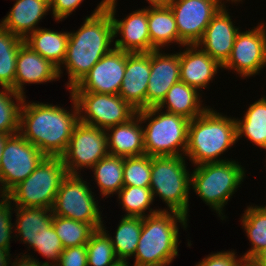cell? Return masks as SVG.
<instances>
[{
  "label": "cell",
  "instance_id": "1",
  "mask_svg": "<svg viewBox=\"0 0 266 266\" xmlns=\"http://www.w3.org/2000/svg\"><path fill=\"white\" fill-rule=\"evenodd\" d=\"M104 3L101 0L81 27L69 32L65 60L58 68L60 78L66 69L68 82L64 86L68 92L114 48L113 23Z\"/></svg>",
  "mask_w": 266,
  "mask_h": 266
},
{
  "label": "cell",
  "instance_id": "2",
  "mask_svg": "<svg viewBox=\"0 0 266 266\" xmlns=\"http://www.w3.org/2000/svg\"><path fill=\"white\" fill-rule=\"evenodd\" d=\"M70 94L71 108L60 104L23 100L20 110L19 133L45 156L61 157L79 122L77 104Z\"/></svg>",
  "mask_w": 266,
  "mask_h": 266
},
{
  "label": "cell",
  "instance_id": "3",
  "mask_svg": "<svg viewBox=\"0 0 266 266\" xmlns=\"http://www.w3.org/2000/svg\"><path fill=\"white\" fill-rule=\"evenodd\" d=\"M237 143L235 117L219 113L214 107L209 106L198 117L190 120L184 156L194 166L227 161L231 159L221 156Z\"/></svg>",
  "mask_w": 266,
  "mask_h": 266
},
{
  "label": "cell",
  "instance_id": "4",
  "mask_svg": "<svg viewBox=\"0 0 266 266\" xmlns=\"http://www.w3.org/2000/svg\"><path fill=\"white\" fill-rule=\"evenodd\" d=\"M188 221L187 216L167 210L144 217L132 265L172 264L179 256V225L186 231Z\"/></svg>",
  "mask_w": 266,
  "mask_h": 266
},
{
  "label": "cell",
  "instance_id": "5",
  "mask_svg": "<svg viewBox=\"0 0 266 266\" xmlns=\"http://www.w3.org/2000/svg\"><path fill=\"white\" fill-rule=\"evenodd\" d=\"M232 159L196 165L191 171L190 190L222 221L228 218L224 212L226 204L246 178L245 166Z\"/></svg>",
  "mask_w": 266,
  "mask_h": 266
},
{
  "label": "cell",
  "instance_id": "6",
  "mask_svg": "<svg viewBox=\"0 0 266 266\" xmlns=\"http://www.w3.org/2000/svg\"><path fill=\"white\" fill-rule=\"evenodd\" d=\"M137 114L143 126L146 155L184 156L188 144L190 120L158 107L138 110Z\"/></svg>",
  "mask_w": 266,
  "mask_h": 266
},
{
  "label": "cell",
  "instance_id": "7",
  "mask_svg": "<svg viewBox=\"0 0 266 266\" xmlns=\"http://www.w3.org/2000/svg\"><path fill=\"white\" fill-rule=\"evenodd\" d=\"M185 156H161L151 159L150 189L165 208L189 217L191 170ZM156 197V198H155Z\"/></svg>",
  "mask_w": 266,
  "mask_h": 266
},
{
  "label": "cell",
  "instance_id": "8",
  "mask_svg": "<svg viewBox=\"0 0 266 266\" xmlns=\"http://www.w3.org/2000/svg\"><path fill=\"white\" fill-rule=\"evenodd\" d=\"M66 176L62 158L46 156L37 168L6 196L14 207L52 208L61 182Z\"/></svg>",
  "mask_w": 266,
  "mask_h": 266
},
{
  "label": "cell",
  "instance_id": "9",
  "mask_svg": "<svg viewBox=\"0 0 266 266\" xmlns=\"http://www.w3.org/2000/svg\"><path fill=\"white\" fill-rule=\"evenodd\" d=\"M86 180L81 175L67 174L61 182L51 209L53 215L91 224L97 230L105 223L102 219L106 216L102 217L100 201L92 191L94 187Z\"/></svg>",
  "mask_w": 266,
  "mask_h": 266
},
{
  "label": "cell",
  "instance_id": "10",
  "mask_svg": "<svg viewBox=\"0 0 266 266\" xmlns=\"http://www.w3.org/2000/svg\"><path fill=\"white\" fill-rule=\"evenodd\" d=\"M70 93L77 104L79 121L104 130L126 123L137 114L119 94Z\"/></svg>",
  "mask_w": 266,
  "mask_h": 266
},
{
  "label": "cell",
  "instance_id": "11",
  "mask_svg": "<svg viewBox=\"0 0 266 266\" xmlns=\"http://www.w3.org/2000/svg\"><path fill=\"white\" fill-rule=\"evenodd\" d=\"M108 154L106 131L79 121L61 158L67 174L82 175Z\"/></svg>",
  "mask_w": 266,
  "mask_h": 266
},
{
  "label": "cell",
  "instance_id": "12",
  "mask_svg": "<svg viewBox=\"0 0 266 266\" xmlns=\"http://www.w3.org/2000/svg\"><path fill=\"white\" fill-rule=\"evenodd\" d=\"M46 156L20 133L10 135L0 161V195L24 181Z\"/></svg>",
  "mask_w": 266,
  "mask_h": 266
},
{
  "label": "cell",
  "instance_id": "13",
  "mask_svg": "<svg viewBox=\"0 0 266 266\" xmlns=\"http://www.w3.org/2000/svg\"><path fill=\"white\" fill-rule=\"evenodd\" d=\"M256 24L251 30L237 33L230 58L222 66V71L232 70L243 80L261 74L266 68V23Z\"/></svg>",
  "mask_w": 266,
  "mask_h": 266
},
{
  "label": "cell",
  "instance_id": "14",
  "mask_svg": "<svg viewBox=\"0 0 266 266\" xmlns=\"http://www.w3.org/2000/svg\"><path fill=\"white\" fill-rule=\"evenodd\" d=\"M117 1L105 0L104 3V7L109 11L113 23L114 48L128 53L151 52L148 7L144 6L141 9H136L121 19L116 16V12H118L116 8L118 6Z\"/></svg>",
  "mask_w": 266,
  "mask_h": 266
},
{
  "label": "cell",
  "instance_id": "15",
  "mask_svg": "<svg viewBox=\"0 0 266 266\" xmlns=\"http://www.w3.org/2000/svg\"><path fill=\"white\" fill-rule=\"evenodd\" d=\"M179 38L186 45H195L203 37L213 16L222 7L216 0H171Z\"/></svg>",
  "mask_w": 266,
  "mask_h": 266
},
{
  "label": "cell",
  "instance_id": "16",
  "mask_svg": "<svg viewBox=\"0 0 266 266\" xmlns=\"http://www.w3.org/2000/svg\"><path fill=\"white\" fill-rule=\"evenodd\" d=\"M126 68V52L113 48L69 92L119 94Z\"/></svg>",
  "mask_w": 266,
  "mask_h": 266
},
{
  "label": "cell",
  "instance_id": "17",
  "mask_svg": "<svg viewBox=\"0 0 266 266\" xmlns=\"http://www.w3.org/2000/svg\"><path fill=\"white\" fill-rule=\"evenodd\" d=\"M232 13L227 6H222L213 16L197 45L211 58L223 66L230 58L234 40L242 27L235 26Z\"/></svg>",
  "mask_w": 266,
  "mask_h": 266
},
{
  "label": "cell",
  "instance_id": "18",
  "mask_svg": "<svg viewBox=\"0 0 266 266\" xmlns=\"http://www.w3.org/2000/svg\"><path fill=\"white\" fill-rule=\"evenodd\" d=\"M151 51V72L149 76L146 108L157 107L171 86L180 81L179 51Z\"/></svg>",
  "mask_w": 266,
  "mask_h": 266
},
{
  "label": "cell",
  "instance_id": "19",
  "mask_svg": "<svg viewBox=\"0 0 266 266\" xmlns=\"http://www.w3.org/2000/svg\"><path fill=\"white\" fill-rule=\"evenodd\" d=\"M183 47L179 49L180 81L204 93L202 89H209L222 66L197 44Z\"/></svg>",
  "mask_w": 266,
  "mask_h": 266
},
{
  "label": "cell",
  "instance_id": "20",
  "mask_svg": "<svg viewBox=\"0 0 266 266\" xmlns=\"http://www.w3.org/2000/svg\"><path fill=\"white\" fill-rule=\"evenodd\" d=\"M58 67L23 43L16 60L15 92L26 97L25 84L59 81Z\"/></svg>",
  "mask_w": 266,
  "mask_h": 266
},
{
  "label": "cell",
  "instance_id": "21",
  "mask_svg": "<svg viewBox=\"0 0 266 266\" xmlns=\"http://www.w3.org/2000/svg\"><path fill=\"white\" fill-rule=\"evenodd\" d=\"M150 72L151 52H126V68L119 95L137 111L146 109Z\"/></svg>",
  "mask_w": 266,
  "mask_h": 266
},
{
  "label": "cell",
  "instance_id": "22",
  "mask_svg": "<svg viewBox=\"0 0 266 266\" xmlns=\"http://www.w3.org/2000/svg\"><path fill=\"white\" fill-rule=\"evenodd\" d=\"M14 1V0H13ZM50 13V0H15L0 25L12 34L25 39L40 28L39 23Z\"/></svg>",
  "mask_w": 266,
  "mask_h": 266
},
{
  "label": "cell",
  "instance_id": "23",
  "mask_svg": "<svg viewBox=\"0 0 266 266\" xmlns=\"http://www.w3.org/2000/svg\"><path fill=\"white\" fill-rule=\"evenodd\" d=\"M15 220L13 222L15 239L27 246L30 251L40 240L45 232L53 224L51 208L41 207H14ZM19 239V240H18Z\"/></svg>",
  "mask_w": 266,
  "mask_h": 266
},
{
  "label": "cell",
  "instance_id": "24",
  "mask_svg": "<svg viewBox=\"0 0 266 266\" xmlns=\"http://www.w3.org/2000/svg\"><path fill=\"white\" fill-rule=\"evenodd\" d=\"M109 154L120 157H134L145 154L143 126L138 114L128 122L107 128Z\"/></svg>",
  "mask_w": 266,
  "mask_h": 266
},
{
  "label": "cell",
  "instance_id": "25",
  "mask_svg": "<svg viewBox=\"0 0 266 266\" xmlns=\"http://www.w3.org/2000/svg\"><path fill=\"white\" fill-rule=\"evenodd\" d=\"M202 97V93L196 88L179 81L171 86L157 107L166 112L183 116L188 120H193L209 107V105L204 104Z\"/></svg>",
  "mask_w": 266,
  "mask_h": 266
},
{
  "label": "cell",
  "instance_id": "26",
  "mask_svg": "<svg viewBox=\"0 0 266 266\" xmlns=\"http://www.w3.org/2000/svg\"><path fill=\"white\" fill-rule=\"evenodd\" d=\"M148 30L151 40V51L165 50L172 44L173 46L178 45V47L186 45L179 38L175 16L169 5L164 7H148Z\"/></svg>",
  "mask_w": 266,
  "mask_h": 266
},
{
  "label": "cell",
  "instance_id": "27",
  "mask_svg": "<svg viewBox=\"0 0 266 266\" xmlns=\"http://www.w3.org/2000/svg\"><path fill=\"white\" fill-rule=\"evenodd\" d=\"M68 38L69 31L40 27L30 33L24 43L59 68L65 60Z\"/></svg>",
  "mask_w": 266,
  "mask_h": 266
},
{
  "label": "cell",
  "instance_id": "28",
  "mask_svg": "<svg viewBox=\"0 0 266 266\" xmlns=\"http://www.w3.org/2000/svg\"><path fill=\"white\" fill-rule=\"evenodd\" d=\"M244 116L235 118L237 126V140H249L252 145L266 151V96L249 104ZM266 156V155H265Z\"/></svg>",
  "mask_w": 266,
  "mask_h": 266
},
{
  "label": "cell",
  "instance_id": "29",
  "mask_svg": "<svg viewBox=\"0 0 266 266\" xmlns=\"http://www.w3.org/2000/svg\"><path fill=\"white\" fill-rule=\"evenodd\" d=\"M112 237L107 226L102 223L101 229L109 236L119 261H127L134 257L143 225V218L121 216ZM106 226V227H105Z\"/></svg>",
  "mask_w": 266,
  "mask_h": 266
},
{
  "label": "cell",
  "instance_id": "30",
  "mask_svg": "<svg viewBox=\"0 0 266 266\" xmlns=\"http://www.w3.org/2000/svg\"><path fill=\"white\" fill-rule=\"evenodd\" d=\"M124 158L108 154L99 160L90 170L93 173L94 181L97 184L99 196L102 198L113 197L124 186L123 182Z\"/></svg>",
  "mask_w": 266,
  "mask_h": 266
},
{
  "label": "cell",
  "instance_id": "31",
  "mask_svg": "<svg viewBox=\"0 0 266 266\" xmlns=\"http://www.w3.org/2000/svg\"><path fill=\"white\" fill-rule=\"evenodd\" d=\"M239 219L251 244L250 249L242 255L248 263L261 249L266 248V208L250 204Z\"/></svg>",
  "mask_w": 266,
  "mask_h": 266
},
{
  "label": "cell",
  "instance_id": "32",
  "mask_svg": "<svg viewBox=\"0 0 266 266\" xmlns=\"http://www.w3.org/2000/svg\"><path fill=\"white\" fill-rule=\"evenodd\" d=\"M24 39L0 25V87L15 91L16 60Z\"/></svg>",
  "mask_w": 266,
  "mask_h": 266
},
{
  "label": "cell",
  "instance_id": "33",
  "mask_svg": "<svg viewBox=\"0 0 266 266\" xmlns=\"http://www.w3.org/2000/svg\"><path fill=\"white\" fill-rule=\"evenodd\" d=\"M116 196L125 212L123 216L144 218L162 210L159 207L151 208L154 198L149 187L123 186Z\"/></svg>",
  "mask_w": 266,
  "mask_h": 266
},
{
  "label": "cell",
  "instance_id": "34",
  "mask_svg": "<svg viewBox=\"0 0 266 266\" xmlns=\"http://www.w3.org/2000/svg\"><path fill=\"white\" fill-rule=\"evenodd\" d=\"M24 96L11 88L0 87V133H19L20 110Z\"/></svg>",
  "mask_w": 266,
  "mask_h": 266
},
{
  "label": "cell",
  "instance_id": "35",
  "mask_svg": "<svg viewBox=\"0 0 266 266\" xmlns=\"http://www.w3.org/2000/svg\"><path fill=\"white\" fill-rule=\"evenodd\" d=\"M53 227L65 248L88 243L96 229L91 224L53 215Z\"/></svg>",
  "mask_w": 266,
  "mask_h": 266
},
{
  "label": "cell",
  "instance_id": "36",
  "mask_svg": "<svg viewBox=\"0 0 266 266\" xmlns=\"http://www.w3.org/2000/svg\"><path fill=\"white\" fill-rule=\"evenodd\" d=\"M86 246L88 266H113L119 262L109 236L101 228L92 234Z\"/></svg>",
  "mask_w": 266,
  "mask_h": 266
},
{
  "label": "cell",
  "instance_id": "37",
  "mask_svg": "<svg viewBox=\"0 0 266 266\" xmlns=\"http://www.w3.org/2000/svg\"><path fill=\"white\" fill-rule=\"evenodd\" d=\"M152 156L142 155L124 158V186L150 187Z\"/></svg>",
  "mask_w": 266,
  "mask_h": 266
},
{
  "label": "cell",
  "instance_id": "38",
  "mask_svg": "<svg viewBox=\"0 0 266 266\" xmlns=\"http://www.w3.org/2000/svg\"><path fill=\"white\" fill-rule=\"evenodd\" d=\"M63 250L64 247L52 225L50 228L45 229L39 245H36L32 251H35L34 253L37 252L39 255L47 259L48 261H43L46 265L53 266L59 262Z\"/></svg>",
  "mask_w": 266,
  "mask_h": 266
},
{
  "label": "cell",
  "instance_id": "39",
  "mask_svg": "<svg viewBox=\"0 0 266 266\" xmlns=\"http://www.w3.org/2000/svg\"><path fill=\"white\" fill-rule=\"evenodd\" d=\"M13 211L14 206L9 198L0 195V248L10 249V241L15 240L14 226L11 222Z\"/></svg>",
  "mask_w": 266,
  "mask_h": 266
},
{
  "label": "cell",
  "instance_id": "40",
  "mask_svg": "<svg viewBox=\"0 0 266 266\" xmlns=\"http://www.w3.org/2000/svg\"><path fill=\"white\" fill-rule=\"evenodd\" d=\"M236 253L234 249L231 251L221 250L214 253L211 252L194 266H244L246 261L243 259V256H239Z\"/></svg>",
  "mask_w": 266,
  "mask_h": 266
},
{
  "label": "cell",
  "instance_id": "41",
  "mask_svg": "<svg viewBox=\"0 0 266 266\" xmlns=\"http://www.w3.org/2000/svg\"><path fill=\"white\" fill-rule=\"evenodd\" d=\"M56 266H88L86 244L65 248Z\"/></svg>",
  "mask_w": 266,
  "mask_h": 266
},
{
  "label": "cell",
  "instance_id": "42",
  "mask_svg": "<svg viewBox=\"0 0 266 266\" xmlns=\"http://www.w3.org/2000/svg\"><path fill=\"white\" fill-rule=\"evenodd\" d=\"M85 0H50V13L52 18L59 23L66 20L80 7Z\"/></svg>",
  "mask_w": 266,
  "mask_h": 266
},
{
  "label": "cell",
  "instance_id": "43",
  "mask_svg": "<svg viewBox=\"0 0 266 266\" xmlns=\"http://www.w3.org/2000/svg\"><path fill=\"white\" fill-rule=\"evenodd\" d=\"M32 255L31 252L28 253V250L25 251L24 254L20 253L16 255L11 266H48L44 262L39 261V258L36 259L37 257L34 258Z\"/></svg>",
  "mask_w": 266,
  "mask_h": 266
},
{
  "label": "cell",
  "instance_id": "44",
  "mask_svg": "<svg viewBox=\"0 0 266 266\" xmlns=\"http://www.w3.org/2000/svg\"><path fill=\"white\" fill-rule=\"evenodd\" d=\"M250 266H266V248L261 249L249 262Z\"/></svg>",
  "mask_w": 266,
  "mask_h": 266
},
{
  "label": "cell",
  "instance_id": "45",
  "mask_svg": "<svg viewBox=\"0 0 266 266\" xmlns=\"http://www.w3.org/2000/svg\"><path fill=\"white\" fill-rule=\"evenodd\" d=\"M10 249L0 248V266H10L12 264V254Z\"/></svg>",
  "mask_w": 266,
  "mask_h": 266
},
{
  "label": "cell",
  "instance_id": "46",
  "mask_svg": "<svg viewBox=\"0 0 266 266\" xmlns=\"http://www.w3.org/2000/svg\"><path fill=\"white\" fill-rule=\"evenodd\" d=\"M149 4V8L151 7H164L168 6L171 0H146Z\"/></svg>",
  "mask_w": 266,
  "mask_h": 266
},
{
  "label": "cell",
  "instance_id": "47",
  "mask_svg": "<svg viewBox=\"0 0 266 266\" xmlns=\"http://www.w3.org/2000/svg\"><path fill=\"white\" fill-rule=\"evenodd\" d=\"M10 135L7 134H1L0 133V161L2 158V152L6 143V139L9 137Z\"/></svg>",
  "mask_w": 266,
  "mask_h": 266
},
{
  "label": "cell",
  "instance_id": "48",
  "mask_svg": "<svg viewBox=\"0 0 266 266\" xmlns=\"http://www.w3.org/2000/svg\"><path fill=\"white\" fill-rule=\"evenodd\" d=\"M219 4H221L222 6H227V7H229L228 6V4H232L233 5V3L236 5V4H242L243 3V1L244 0H216ZM227 3V4H226Z\"/></svg>",
  "mask_w": 266,
  "mask_h": 266
},
{
  "label": "cell",
  "instance_id": "49",
  "mask_svg": "<svg viewBox=\"0 0 266 266\" xmlns=\"http://www.w3.org/2000/svg\"><path fill=\"white\" fill-rule=\"evenodd\" d=\"M130 264V265H129ZM113 266H132L131 263L128 261H119Z\"/></svg>",
  "mask_w": 266,
  "mask_h": 266
},
{
  "label": "cell",
  "instance_id": "50",
  "mask_svg": "<svg viewBox=\"0 0 266 266\" xmlns=\"http://www.w3.org/2000/svg\"><path fill=\"white\" fill-rule=\"evenodd\" d=\"M171 266V264H145V265H132V266Z\"/></svg>",
  "mask_w": 266,
  "mask_h": 266
},
{
  "label": "cell",
  "instance_id": "51",
  "mask_svg": "<svg viewBox=\"0 0 266 266\" xmlns=\"http://www.w3.org/2000/svg\"><path fill=\"white\" fill-rule=\"evenodd\" d=\"M265 160H266V157H265ZM265 163H266V161H265ZM264 166L266 167V165H264ZM265 200H266V198H265ZM259 206H262V207L266 208V205H264V206L263 205H259Z\"/></svg>",
  "mask_w": 266,
  "mask_h": 266
}]
</instances>
